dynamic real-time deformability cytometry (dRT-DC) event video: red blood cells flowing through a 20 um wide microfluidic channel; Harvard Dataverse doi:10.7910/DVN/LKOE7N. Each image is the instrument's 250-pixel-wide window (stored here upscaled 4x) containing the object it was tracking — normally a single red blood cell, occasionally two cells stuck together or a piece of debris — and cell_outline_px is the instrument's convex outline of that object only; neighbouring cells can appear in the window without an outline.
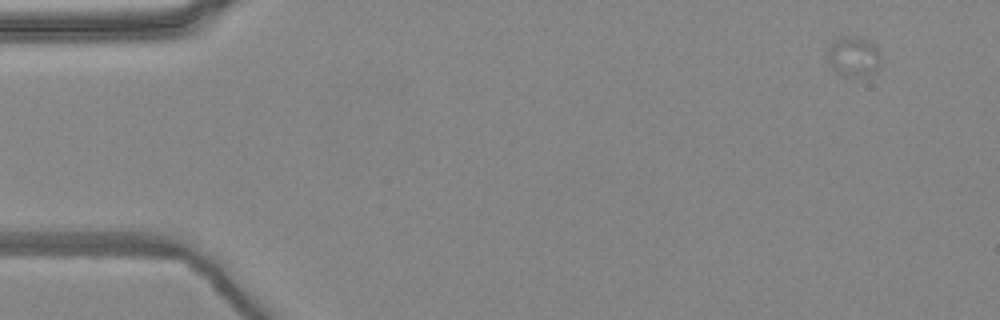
{"species": "common noctule bat (a hibernating species)", "species_latin": "Nyctalus noctula", "temperature_condition": "warm", "stored_images_in_passage": 4, "camera_frame_rate_fps": 3000, "um_per_image_px": 0.085, "animal": {"sex": "female", "body_mass_g": 24.6, "forearm_length_mm": 56.2}, "frame": {"image": 1, "passage_image": 1, "time_ms": 0.0, "image_size_px": [1000, 320], "cell_outline_px": [[880, 68], [876, 72], [848, 76], [840, 76], [828, 64], [828, 48], [832, 40], [840, 36], [856, 36], [868, 40], [876, 44], [880, 52]], "centroid_in_image_um": [72.55, 4.77], "position_along_channel_um": 12.5, "area_um2": 12.72}}